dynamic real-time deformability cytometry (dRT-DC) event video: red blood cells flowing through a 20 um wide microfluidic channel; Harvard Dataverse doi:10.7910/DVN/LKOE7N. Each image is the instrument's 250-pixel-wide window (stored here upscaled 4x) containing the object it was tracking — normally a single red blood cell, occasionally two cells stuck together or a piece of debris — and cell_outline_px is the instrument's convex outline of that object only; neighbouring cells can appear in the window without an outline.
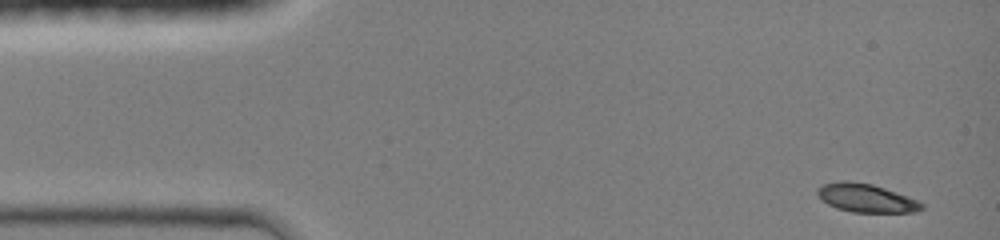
{"species": "common noctule bat (a hibernating species)", "species_latin": "Nyctalus noctula", "temperature_condition": "room temperature", "stored_images_in_passage": 41, "camera_frame_rate_fps": 3000, "um_per_image_px": 0.085, "animal": {"sex": "female", "body_mass_g": 19.0, "forearm_length_mm": 51.5}, "frame": {"image": 1, "passage_image": 1, "time_ms": 0.0, "image_size_px": [1000, 240], "cell_outline_px": [[924, 208], [916, 212], [852, 212], [836, 208], [828, 204], [816, 192], [816, 188], [824, 184], [840, 180], [844, 180], [872, 184], [896, 192], [916, 200], [924, 204]], "centroid_in_image_um": [73.61, 16.83], "position_along_channel_um": 11.4, "area_um2": 17.11}}
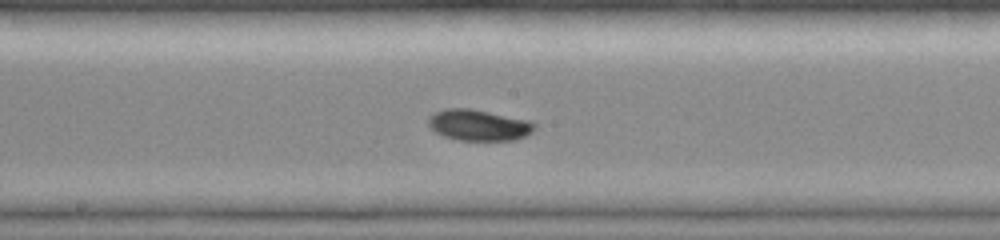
{"frame": {"image": 2, "passage_image": 22, "time_ms": 7.0, "image_size_px": [1000, 240], "cell_outline_px": [[536, 128], [532, 132], [516, 140], [460, 140], [444, 136], [436, 132], [428, 124], [428, 116], [432, 112], [444, 108], [472, 108], [528, 120], [536, 124]], "centroid_in_image_um": [40.67, 10.62], "position_along_channel_um": 207.5, "area_um2": 19.36}}
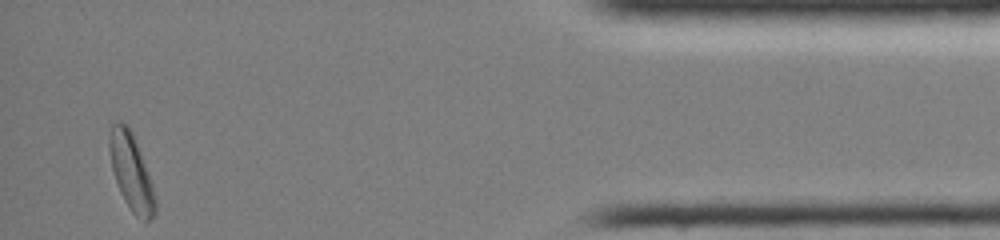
{"frame": {"image": 3, "passage_image": 41, "time_ms": 13.333, "image_size_px": [1000, 240], "cell_outline_px": [[156, 212], [148, 220], [144, 220], [136, 216], [132, 212], [124, 200], [120, 192], [112, 168], [108, 152], [108, 136], [112, 124], [120, 120], [128, 124], [136, 140], [156, 200]], "centroid_in_image_um": [11.11, 14.56], "position_along_channel_um": 424.1, "area_um2": 20.17}, "authors_computed_cell_mechanics": {"area_um2": 18.207, "velocity_mm_per_s": 4.2903, "shape_relaxation_time_tau1_ms": 3.7856, "shape_relaxation_time_tau2_ms": null, "deformation_change_tau1": 0.1169, "deformation_change_tau2": null}}